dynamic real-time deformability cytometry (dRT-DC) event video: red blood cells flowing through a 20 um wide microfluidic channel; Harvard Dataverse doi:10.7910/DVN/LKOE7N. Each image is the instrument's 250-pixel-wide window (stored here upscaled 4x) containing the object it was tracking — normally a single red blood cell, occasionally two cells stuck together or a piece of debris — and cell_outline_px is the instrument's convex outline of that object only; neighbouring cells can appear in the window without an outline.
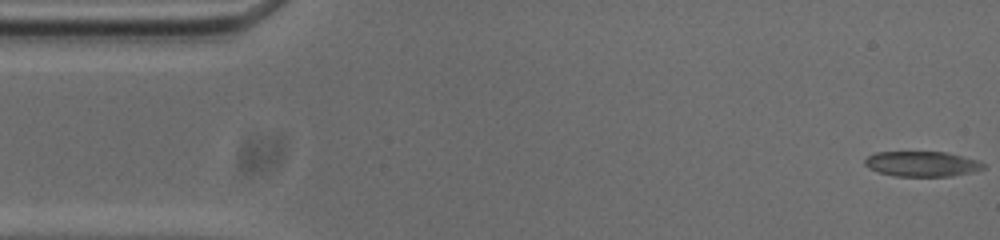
{"species": "common noctule bat (a hibernating species)", "species_latin": "Nyctalus noctula", "temperature_condition": "cold", "stored_images_in_passage": 53, "camera_frame_rate_fps": 3000, "um_per_image_px": 0.085, "animal": {"sex": "male", "body_mass_g": 20.0, "forearm_length_mm": 53.3}, "frame": {"image": 1, "passage_image": 1, "time_ms": 0.0, "image_size_px": [1000, 240], "cell_outline_px": [[984, 168], [972, 172], [948, 176], [896, 176], [880, 172], [868, 168], [864, 164], [864, 160], [868, 156], [876, 152], [944, 152], [976, 160], [984, 164]], "centroid_in_image_um": [78.32, 13.93], "position_along_channel_um": 6.7, "area_um2": 17.11}}
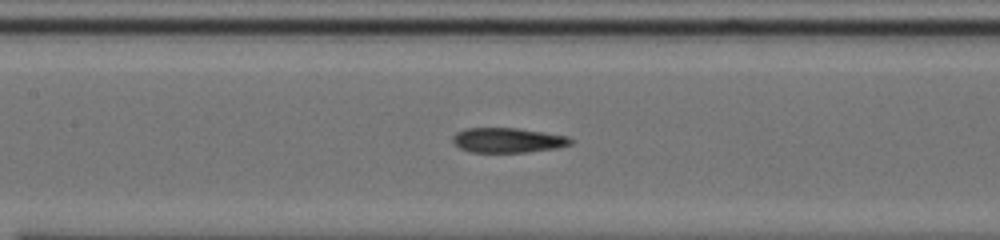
{"frame": {"image": 2, "passage_image": 23, "time_ms": 7.333, "image_size_px": [1000, 240], "cell_outline_px": [[576, 140], [572, 144], [556, 148], [528, 152], [472, 152], [460, 148], [452, 140], [452, 136], [456, 132], [468, 128], [516, 128], [544, 132], [568, 136]], "centroid_in_image_um": [43.21, 11.92], "position_along_channel_um": 164.2, "area_um2": 17.11}}
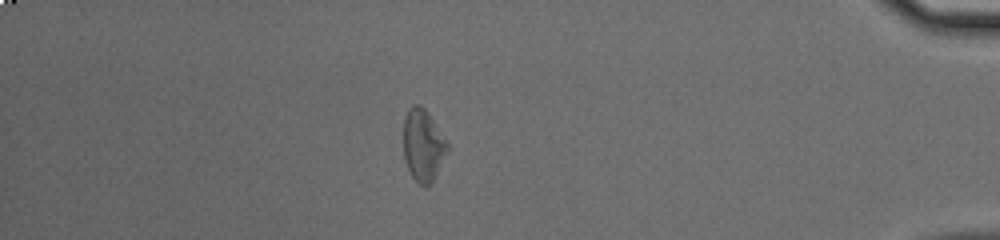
{"frame": {"image": 3, "passage_image": 46, "time_ms": 15.0, "image_size_px": [1000, 240], "cell_outline_px": [[448, 148], [432, 184], [428, 188], [424, 188], [412, 176], [404, 160], [404, 116], [408, 108], [412, 104], [420, 104], [424, 108], [448, 144]], "centroid_in_image_um": [35.93, 12.37], "position_along_channel_um": 399.3, "area_um2": 18.26}, "authors_computed_cell_mechanics": {"area_um2": 17.8024, "velocity_mm_per_s": 3.7284, "shape_relaxation_time_tau1_ms": 7.6266, "shape_relaxation_time_tau2_ms": 2.9317, "deformation_change_tau1": 0.2434, "deformation_change_tau2": 0.1269}}